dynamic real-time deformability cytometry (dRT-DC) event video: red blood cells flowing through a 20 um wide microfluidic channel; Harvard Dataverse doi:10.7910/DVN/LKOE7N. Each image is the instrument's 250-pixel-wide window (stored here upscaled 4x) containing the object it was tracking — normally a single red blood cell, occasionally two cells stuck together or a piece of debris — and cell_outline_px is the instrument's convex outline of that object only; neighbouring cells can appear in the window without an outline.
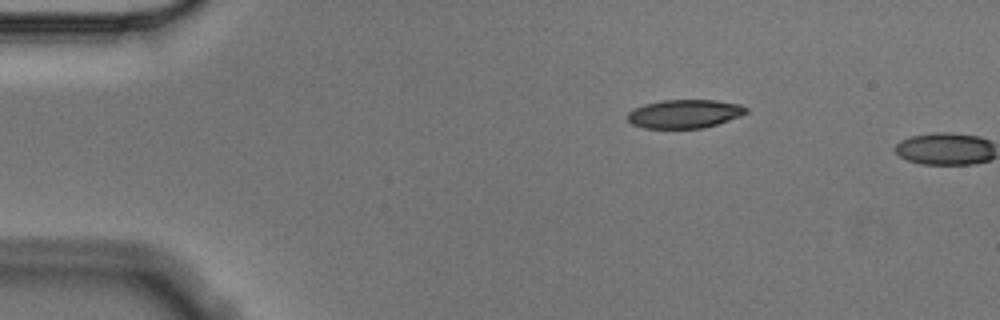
{"species": "Egyptian fruit bat (a non-hibernating species)", "species_latin": "Rousettus aegyptiacus", "temperature_condition": "cold", "stored_images_in_passage": 2, "camera_frame_rate_fps": 3000, "um_per_image_px": 0.085, "animal": {"sex": "male"}, "frame": {"image": 1, "passage_image": 1, "time_ms": 0.0, "image_size_px": [1000, 320], "cell_outline_px": [[748, 112], [740, 116], [704, 128], [644, 128], [632, 124], [628, 120], [628, 112], [632, 108], [644, 104], [660, 100], [716, 100], [740, 104], [748, 108]], "centroid_in_image_um": [58.17, 9.66], "position_along_channel_um": 26.8, "area_um2": 19.83}}